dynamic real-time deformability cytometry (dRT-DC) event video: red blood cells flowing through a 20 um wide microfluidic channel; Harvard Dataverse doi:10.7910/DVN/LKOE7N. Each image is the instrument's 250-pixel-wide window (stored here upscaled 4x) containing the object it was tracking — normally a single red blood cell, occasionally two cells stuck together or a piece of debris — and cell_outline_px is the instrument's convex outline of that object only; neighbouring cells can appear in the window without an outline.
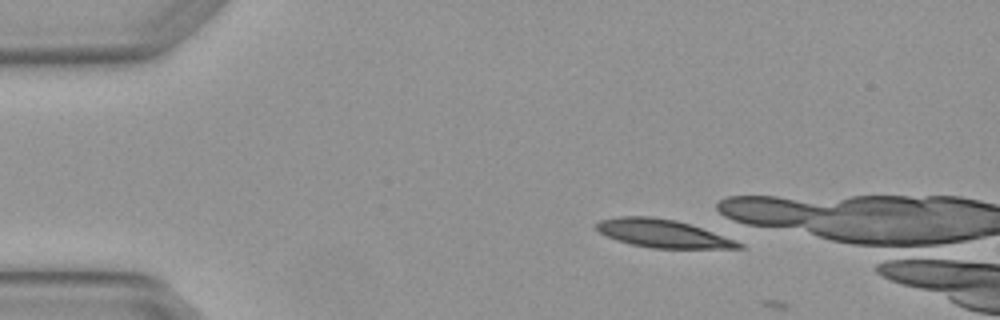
{"species": "Egyptian fruit bat (a non-hibernating species)", "species_latin": "Rousettus aegyptiacus", "temperature_condition": "warm", "stored_images_in_passage": 2, "camera_frame_rate_fps": 3000, "um_per_image_px": 0.085, "animal": {"sex": "female"}, "frame": {"image": 1, "passage_image": 1, "time_ms": 0.0, "image_size_px": [1000, 320], "cell_outline_px": [[744, 248], [652, 248], [632, 244], [616, 240], [600, 232], [596, 228], [596, 224], [600, 220], [620, 216], [652, 216], [676, 220], [736, 240], [744, 244]], "centroid_in_image_um": [56.32, 19.84], "position_along_channel_um": 28.7, "area_um2": 22.95}}